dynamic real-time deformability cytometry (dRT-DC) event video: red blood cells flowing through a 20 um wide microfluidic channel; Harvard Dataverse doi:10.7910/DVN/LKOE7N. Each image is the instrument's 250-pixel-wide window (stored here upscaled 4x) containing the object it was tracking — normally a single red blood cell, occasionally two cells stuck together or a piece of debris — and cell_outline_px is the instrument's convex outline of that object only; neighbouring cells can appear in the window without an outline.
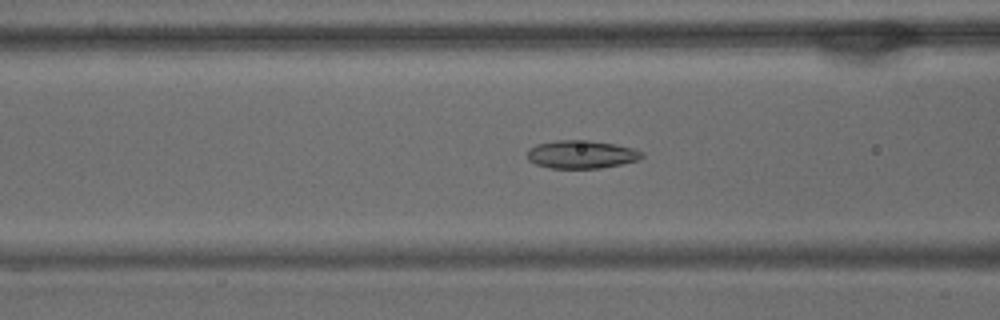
{"species": "common noctule bat (a hibernating species)", "species_latin": "Nyctalus noctula", "temperature_condition": "warm", "stored_images_in_passage": 57, "camera_frame_rate_fps": 3000, "um_per_image_px": 0.085, "animal": {"sex": "male", "body_mass_g": 15.6}, "frame": {"image": 1, "passage_image": 22, "time_ms": 7.0, "image_size_px": [1000, 320], "cell_outline_px": [[644, 156], [640, 160], [600, 168], [552, 168], [536, 164], [528, 160], [528, 148], [536, 144], [556, 140], [588, 140], [612, 144], [632, 148], [644, 152]], "centroid_in_image_um": [49.42, 13.12], "position_along_channel_um": 117.2, "area_um2": 18.73}}
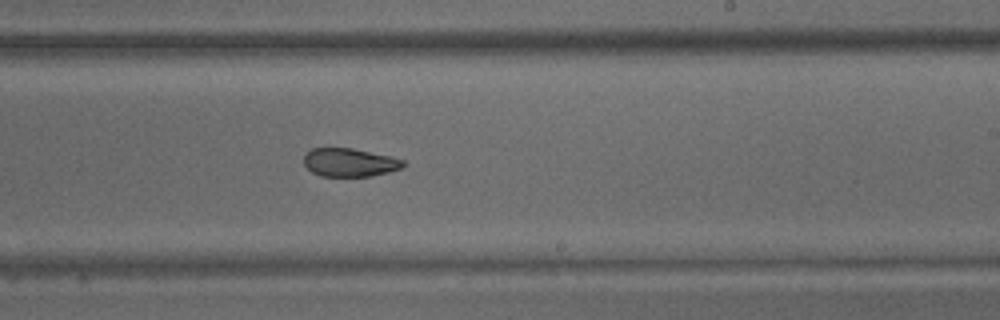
{"frame": {"image": 2, "passage_image": 34, "time_ms": 11.0, "image_size_px": [1000, 320], "cell_outline_px": [[408, 164], [404, 168], [388, 172], [368, 176], [320, 176], [312, 172], [304, 164], [304, 156], [312, 148], [352, 148], [392, 156], [404, 160]], "centroid_in_image_um": [29.77, 13.8], "position_along_channel_um": 259.2, "area_um2": 16.53}}
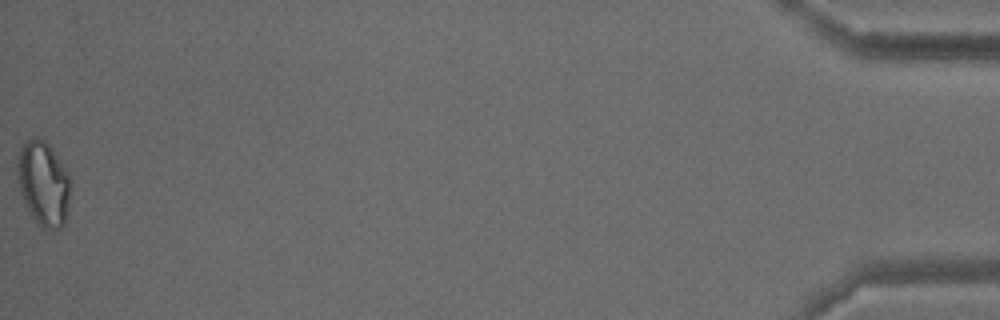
{"frame": {"image": 3, "passage_image": 57, "time_ms": 18.667, "image_size_px": [1000, 320], "cell_outline_px": [[68, 208], [64, 224], [60, 228], [40, 228], [36, 224], [24, 200], [20, 188], [16, 164], [20, 148], [24, 140], [32, 136], [36, 136], [44, 140], [52, 148], [68, 172]], "centroid_in_image_um": [3.67, 15.55], "position_along_channel_um": 431.5, "area_um2": 25.95}, "authors_computed_cell_mechanics": {"area_um2": 19.8832, "velocity_mm_per_s": 3.5586, "shape_relaxation_time_tau1_ms": null, "shape_relaxation_time_tau2_ms": 3.0504, "deformation_change_tau1": null, "deformation_change_tau2": 0.0756}}